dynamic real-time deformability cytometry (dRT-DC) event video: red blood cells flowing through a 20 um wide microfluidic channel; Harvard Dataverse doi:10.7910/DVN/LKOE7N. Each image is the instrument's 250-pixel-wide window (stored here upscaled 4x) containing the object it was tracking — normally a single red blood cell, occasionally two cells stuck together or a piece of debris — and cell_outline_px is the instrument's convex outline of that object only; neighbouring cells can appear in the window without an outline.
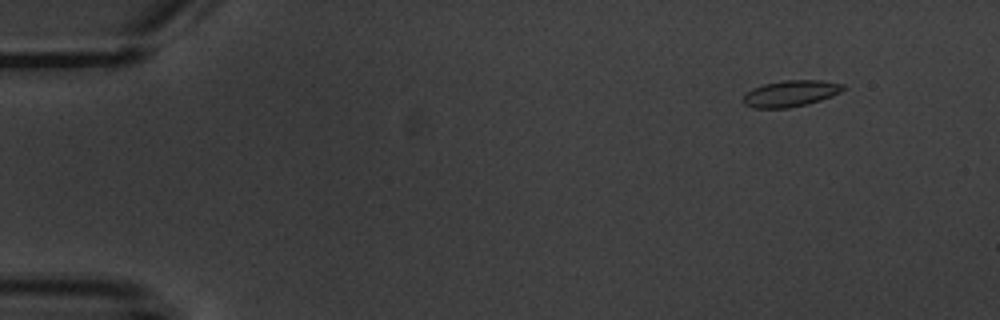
{"species": "common noctule bat (a hibernating species)", "species_latin": "Nyctalus noctula", "temperature_condition": "warm", "stored_images_in_passage": 4, "camera_frame_rate_fps": 3000, "um_per_image_px": 0.085, "animal": {"sex": "male", "body_mass_g": 20.1, "forearm_length_mm": 53.5}, "frame": {"image": 1, "passage_image": 1, "time_ms": 0.0, "image_size_px": [1000, 320], "cell_outline_px": [[844, 88], [840, 92], [832, 96], [808, 104], [788, 108], [752, 108], [744, 104], [740, 100], [744, 92], [752, 88], [764, 84], [784, 80], [824, 80], [844, 84]], "centroid_in_image_um": [67.14, 7.95], "position_along_channel_um": 17.9, "area_um2": 15.61}}
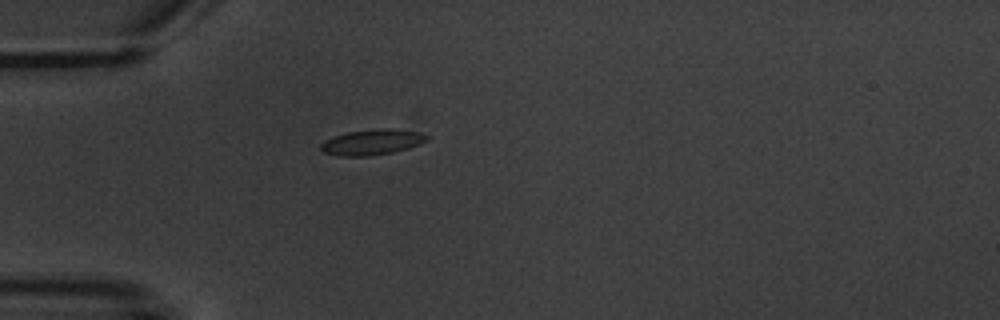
{"frame": {"image": 2, "passage_image": 4, "time_ms": 3.667, "image_size_px": [1000, 320], "cell_outline_px": [[428, 140], [420, 144], [408, 148], [392, 152], [368, 156], [340, 156], [324, 152], [320, 148], [320, 144], [324, 140], [332, 136], [348, 132], [380, 128], [392, 128], [416, 132], [428, 136]], "centroid_in_image_um": [31.59, 12.08], "position_along_channel_um": 53.4, "area_um2": 15.72}}